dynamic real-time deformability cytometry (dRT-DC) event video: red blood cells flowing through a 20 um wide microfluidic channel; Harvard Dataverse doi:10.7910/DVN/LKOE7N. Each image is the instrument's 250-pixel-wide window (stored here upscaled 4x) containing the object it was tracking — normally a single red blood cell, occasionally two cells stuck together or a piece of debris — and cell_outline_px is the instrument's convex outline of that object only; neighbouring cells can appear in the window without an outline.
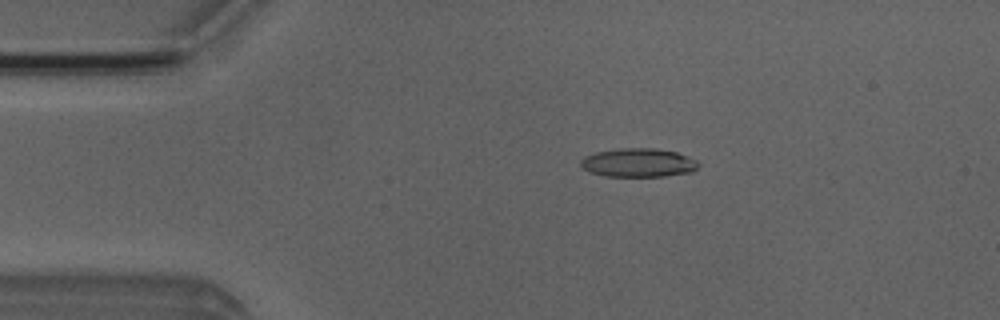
{"species": "Egyptian fruit bat (a non-hibernating species)", "species_latin": "Rousettus aegyptiacus", "temperature_condition": "room temperature", "stored_images_in_passage": 49, "camera_frame_rate_fps": 3000, "um_per_image_px": 0.085, "animal": {"sex": "male"}, "frame": {"image": 1, "passage_image": 7, "time_ms": 2.0, "image_size_px": [1000, 320], "cell_outline_px": [[700, 164], [692, 172], [664, 176], [604, 176], [588, 172], [580, 168], [580, 160], [584, 156], [596, 152], [620, 148], [656, 148], [676, 152], [696, 160]], "centroid_in_image_um": [54.21, 13.83], "position_along_channel_um": 30.8, "area_um2": 19.83}}
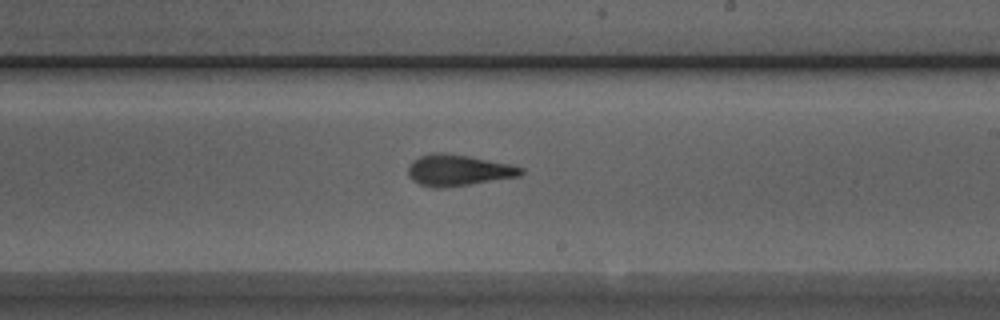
{"frame": {"image": 2, "passage_image": 27, "time_ms": 8.667, "image_size_px": [1000, 320], "cell_outline_px": [[524, 172], [520, 176], [468, 184], [440, 188], [432, 188], [420, 184], [412, 180], [408, 176], [408, 168], [412, 160], [420, 156], [432, 152], [444, 152], [468, 156], [508, 164], [524, 168]], "centroid_in_image_um": [38.9, 14.46], "position_along_channel_um": 250.1, "area_um2": 20.4}}
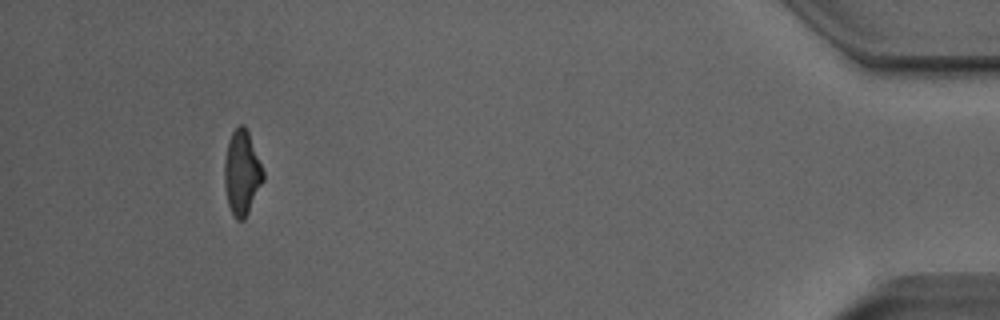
{"frame": {"image": 3, "passage_image": 45, "time_ms": 14.667, "image_size_px": [1000, 320], "cell_outline_px": [[264, 180], [244, 220], [236, 220], [228, 204], [224, 184], [224, 160], [228, 140], [232, 132], [240, 124], [244, 124], [248, 132], [264, 172]], "centroid_in_image_um": [20.55, 14.68], "position_along_channel_um": 414.7, "area_um2": 18.96}, "authors_computed_cell_mechanics": {"area_um2": 19.652, "velocity_mm_per_s": 3.9626, "shape_relaxation_time_tau1_ms": 5.8452, "shape_relaxation_time_tau2_ms": 1.9659, "deformation_change_tau1": 0.2107, "deformation_change_tau2": 0.1212}}